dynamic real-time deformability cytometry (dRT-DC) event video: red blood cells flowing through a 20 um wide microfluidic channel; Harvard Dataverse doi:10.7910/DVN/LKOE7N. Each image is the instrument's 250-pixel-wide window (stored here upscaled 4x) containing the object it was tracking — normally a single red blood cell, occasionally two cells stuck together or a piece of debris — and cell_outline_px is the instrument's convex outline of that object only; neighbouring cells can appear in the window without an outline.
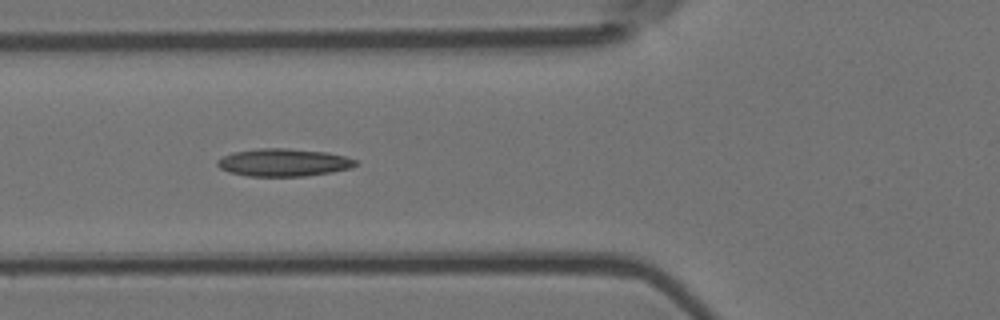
{"species": "Egyptian fruit bat (a non-hibernating species)", "species_latin": "Rousettus aegyptiacus", "temperature_condition": "room temperature", "stored_images_in_passage": 14, "camera_frame_rate_fps": 3000, "um_per_image_px": 0.085, "animal": {"sex": "female"}, "frame": {"image": 1, "passage_image": 5, "time_ms": 1.333, "image_size_px": [1000, 320], "cell_outline_px": [[356, 164], [352, 168], [332, 172], [304, 176], [248, 176], [228, 172], [220, 168], [216, 164], [216, 160], [232, 152], [260, 148], [288, 148], [328, 152], [344, 156], [356, 160]], "centroid_in_image_um": [24.09, 13.81], "position_along_channel_um": 101.7, "area_um2": 22.37}}
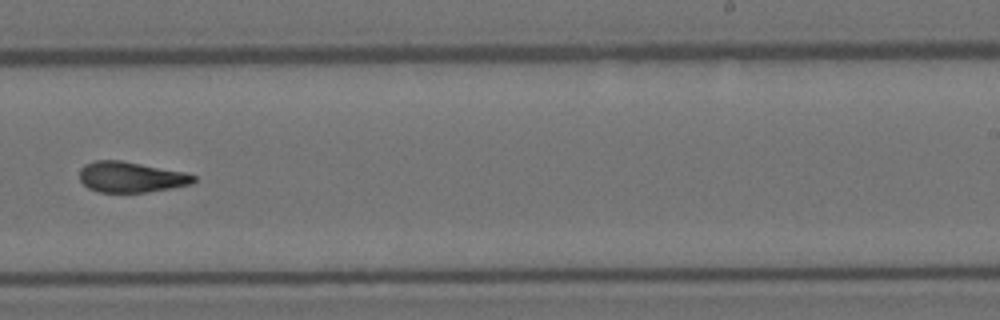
{"frame": {"image": 2, "passage_image": 9, "time_ms": 2.667, "image_size_px": [1000, 320], "cell_outline_px": [[196, 180], [192, 184], [172, 188], [148, 192], [100, 192], [88, 188], [80, 180], [80, 168], [84, 164], [96, 160], [120, 160], [188, 172], [196, 176]], "centroid_in_image_um": [11.16, 15.04], "position_along_channel_um": 277.8, "area_um2": 20.58}}
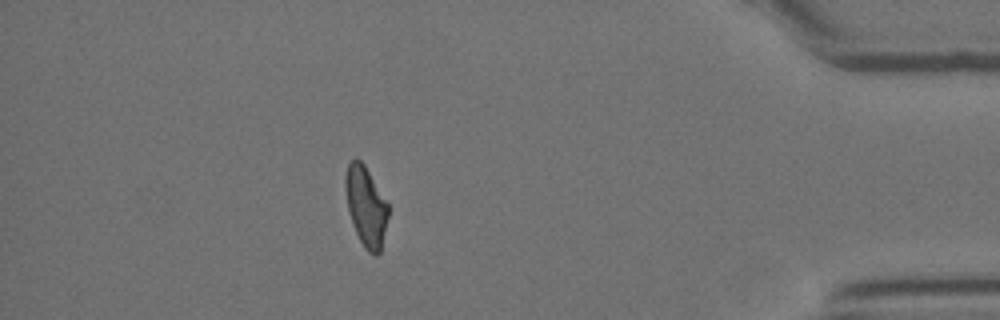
{"frame": {"image": 3, "passage_image": 13, "time_ms": 4.0, "image_size_px": [1000, 320], "cell_outline_px": [[388, 216], [380, 252], [376, 256], [368, 252], [364, 248], [352, 224], [348, 212], [344, 188], [344, 176], [348, 164], [356, 156], [364, 164], [388, 204]], "centroid_in_image_um": [31.07, 17.52], "position_along_channel_um": 404.1, "area_um2": 20.0}}